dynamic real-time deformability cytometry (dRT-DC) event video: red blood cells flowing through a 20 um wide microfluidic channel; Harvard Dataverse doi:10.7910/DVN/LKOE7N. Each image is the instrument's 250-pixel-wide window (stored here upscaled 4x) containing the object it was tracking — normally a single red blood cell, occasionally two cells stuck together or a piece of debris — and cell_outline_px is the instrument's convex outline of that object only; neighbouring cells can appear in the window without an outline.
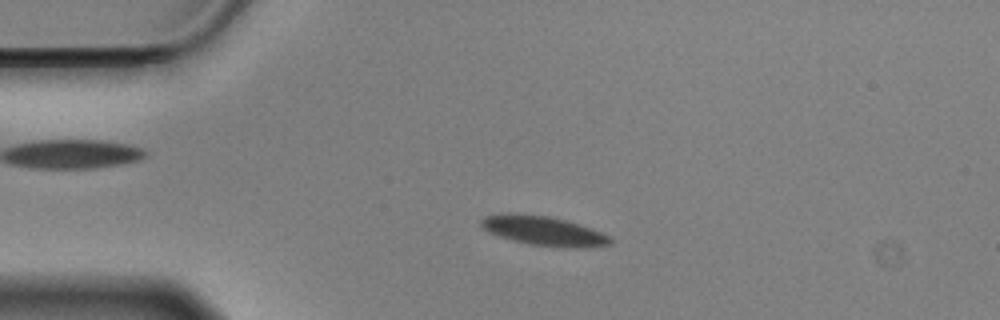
{"species": "Egyptian fruit bat (a non-hibernating species)", "species_latin": "Rousettus aegyptiacus", "temperature_condition": "cold", "stored_images_in_passage": 55, "camera_frame_rate_fps": 3000, "um_per_image_px": 0.085, "animal": {"sex": "male"}, "frame": {"image": 1, "passage_image": 10, "time_ms": 3.0, "image_size_px": [1000, 320], "cell_outline_px": [[612, 244], [584, 248], [564, 248], [532, 244], [512, 240], [488, 232], [480, 224], [480, 220], [484, 216], [548, 216], [564, 220], [600, 232], [608, 236], [612, 240]], "centroid_in_image_um": [46.28, 19.68], "position_along_channel_um": 38.7, "area_um2": 20.98}}
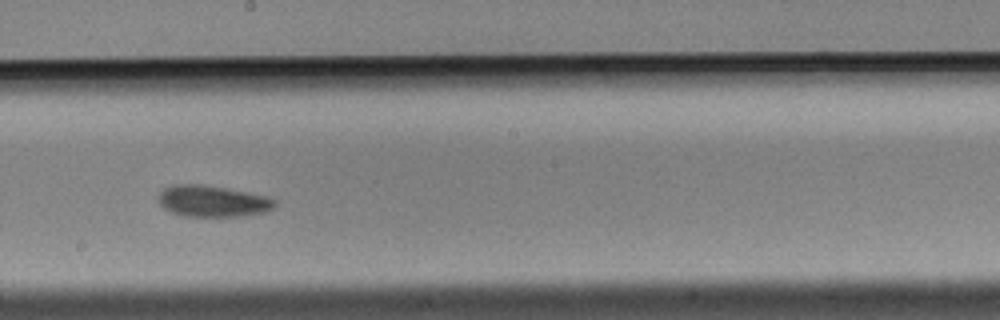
{"frame": {"image": 2, "passage_image": 29, "time_ms": 9.333, "image_size_px": [1000, 320], "cell_outline_px": [[276, 208], [264, 212], [236, 216], [184, 216], [172, 212], [164, 208], [156, 200], [156, 196], [164, 188], [172, 184], [204, 184], [268, 196], [276, 200]], "centroid_in_image_um": [18.04, 17.08], "position_along_channel_um": 230.2, "area_um2": 21.44}}
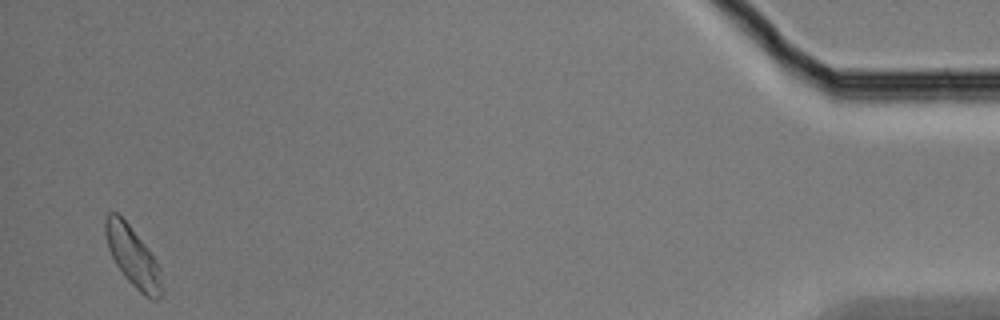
{"frame": {"image": 3, "passage_image": 53, "time_ms": 17.333, "image_size_px": [1000, 320], "cell_outline_px": [[160, 296], [156, 300], [152, 300], [144, 296], [128, 280], [116, 264], [108, 248], [104, 232], [104, 216], [108, 212], [116, 212], [128, 224], [144, 244], [160, 268]], "centroid_in_image_um": [11.23, 21.78], "position_along_channel_um": 424.0, "area_um2": 19.13}, "authors_computed_cell_mechanics": {"area_um2": 20.7502, "velocity_mm_per_s": 3.4769, "shape_relaxation_time_tau1_ms": 3.4978, "shape_relaxation_time_tau2_ms": null, "deformation_change_tau1": 0.0687, "deformation_change_tau2": null}}